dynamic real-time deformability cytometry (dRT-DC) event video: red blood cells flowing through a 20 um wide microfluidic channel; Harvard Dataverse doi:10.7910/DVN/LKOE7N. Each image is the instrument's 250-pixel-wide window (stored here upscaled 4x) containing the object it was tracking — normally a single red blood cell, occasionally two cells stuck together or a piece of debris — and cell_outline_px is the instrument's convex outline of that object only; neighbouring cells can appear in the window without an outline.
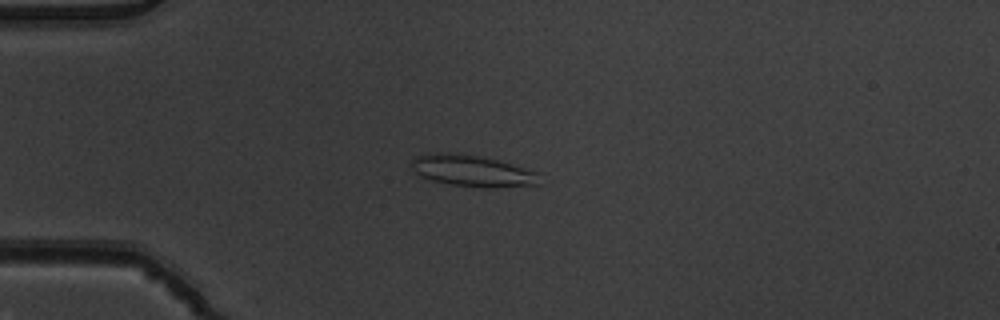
{"species": "common noctule bat (a hibernating species)", "species_latin": "Nyctalus noctula", "temperature_condition": "warm", "stored_images_in_passage": 3, "camera_frame_rate_fps": 3000, "um_per_image_px": 0.085, "animal": {"sex": "male", "body_mass_g": 19.5, "forearm_length_mm": 54.6}, "frame": {"image": 1, "passage_image": 3, "time_ms": 0.667, "image_size_px": [1000, 320], "cell_outline_px": [[540, 184], [496, 188], [480, 188], [448, 184], [432, 180], [420, 176], [408, 164], [416, 156], [440, 152], [444, 152], [476, 156], [496, 160], [536, 172]], "centroid_in_image_um": [40.09, 14.54], "position_along_channel_um": 44.9, "area_um2": 23.18}}